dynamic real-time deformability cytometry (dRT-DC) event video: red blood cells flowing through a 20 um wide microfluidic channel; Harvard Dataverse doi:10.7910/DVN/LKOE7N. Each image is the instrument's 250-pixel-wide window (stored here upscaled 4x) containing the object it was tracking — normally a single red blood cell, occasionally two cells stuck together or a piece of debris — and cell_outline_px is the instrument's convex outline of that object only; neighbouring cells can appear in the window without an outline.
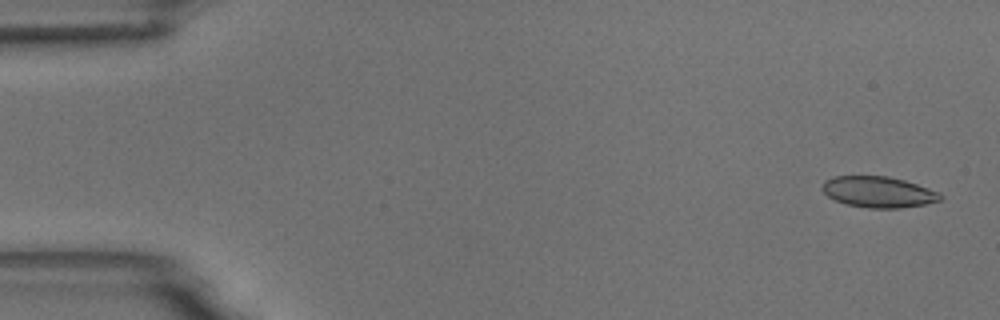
{"species": "common noctule bat (a hibernating species)", "species_latin": "Nyctalus noctula", "temperature_condition": "room temperature", "stored_images_in_passage": 4, "camera_frame_rate_fps": 3000, "um_per_image_px": 0.085, "animal": {"sex": "male", "body_mass_g": 18.8}, "frame": {"image": 1, "passage_image": 1, "time_ms": 0.0, "image_size_px": [1000, 320], "cell_outline_px": [[944, 196], [940, 200], [924, 204], [900, 208], [868, 208], [848, 204], [836, 200], [828, 196], [820, 188], [824, 180], [836, 176], [888, 176], [904, 180], [940, 192]], "centroid_in_image_um": [74.66, 16.31], "position_along_channel_um": 10.3, "area_um2": 21.27}}
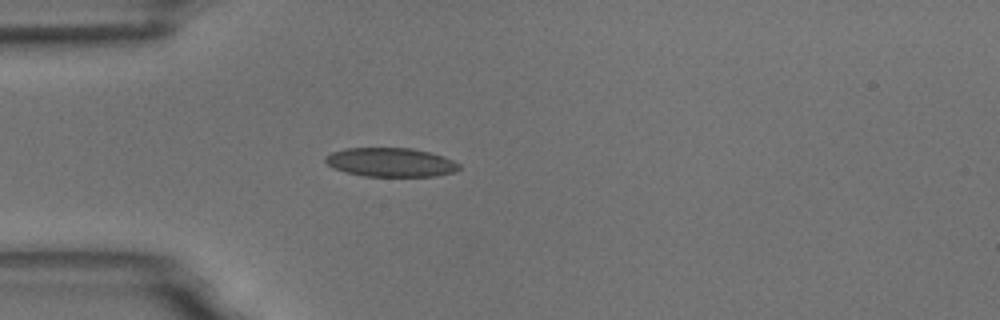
{"frame": {"image": 2, "passage_image": 4, "time_ms": 4.333, "image_size_px": [1000, 320], "cell_outline_px": [[460, 168], [456, 172], [436, 176], [364, 176], [344, 172], [332, 168], [324, 160], [324, 156], [332, 152], [344, 148], [412, 148], [444, 156], [460, 164]], "centroid_in_image_um": [33.19, 13.8], "position_along_channel_um": 51.8, "area_um2": 22.72}}